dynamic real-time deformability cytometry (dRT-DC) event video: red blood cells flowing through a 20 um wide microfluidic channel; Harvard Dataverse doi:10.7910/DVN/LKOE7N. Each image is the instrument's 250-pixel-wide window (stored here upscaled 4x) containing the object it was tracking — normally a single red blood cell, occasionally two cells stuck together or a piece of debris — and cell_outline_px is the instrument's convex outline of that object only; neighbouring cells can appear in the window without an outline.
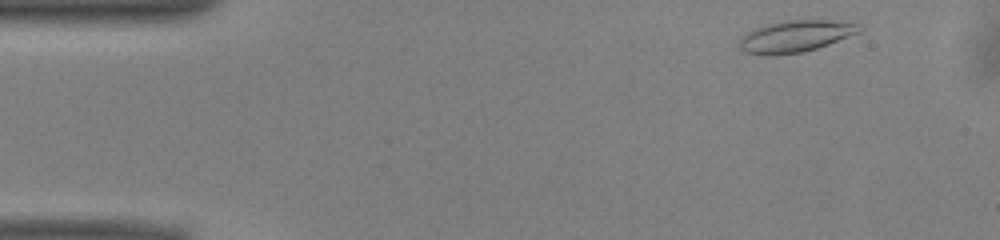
{"species": "common noctule bat (a hibernating species)", "species_latin": "Nyctalus noctula", "temperature_condition": "warm", "stored_images_in_passage": 38, "camera_frame_rate_fps": 3000, "um_per_image_px": 0.085, "animal": {"sex": "male", "body_mass_g": 13.0, "forearm_length_mm": 53.1}, "frame": {"image": 1, "passage_image": 2, "time_ms": 0.333, "image_size_px": [1000, 240], "cell_outline_px": [[860, 32], [828, 44], [804, 52], [768, 56], [748, 52], [740, 48], [740, 40], [752, 28], [784, 20], [832, 20], [860, 24]], "centroid_in_image_um": [67.62, 3.08], "position_along_channel_um": 17.4, "area_um2": 21.96}}
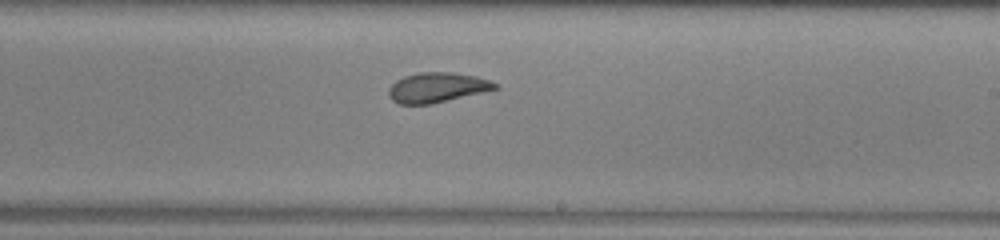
{"frame": {"image": 2, "passage_image": 27, "time_ms": 8.667, "image_size_px": [1000, 240], "cell_outline_px": [[500, 88], [484, 92], [432, 104], [400, 104], [392, 100], [388, 96], [388, 88], [396, 80], [404, 76], [420, 72], [452, 72], [476, 76], [488, 80], [496, 84]], "centroid_in_image_um": [37.13, 7.44], "position_along_channel_um": 251.9, "area_um2": 18.61}}
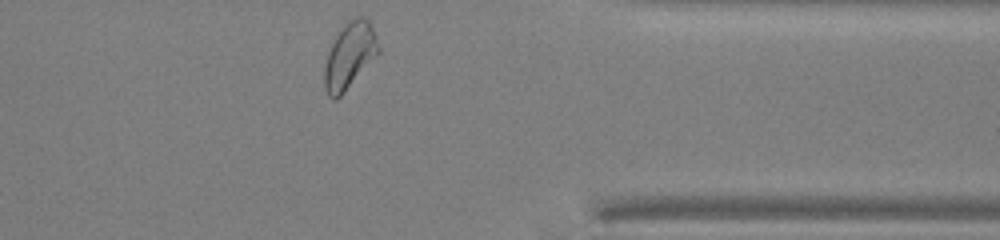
{"frame": {"image": 3, "passage_image": 38, "time_ms": 12.333, "image_size_px": [1000, 240], "cell_outline_px": [[380, 52], [344, 92], [336, 100], [332, 100], [328, 96], [324, 88], [324, 68], [328, 52], [336, 36], [348, 20], [356, 16], [364, 16], [372, 24], [380, 48]], "centroid_in_image_um": [29.72, 4.72], "position_along_channel_um": 381.7, "area_um2": 20.75}, "authors_computed_cell_mechanics": {"area_um2": 19.2185, "velocity_mm_per_s": 3.9342, "shape_relaxation_time_tau1_ms": 5.9673, "shape_relaxation_time_tau2_ms": 1.3015, "deformation_change_tau1": 0.1546, "deformation_change_tau2": 0.0682}}